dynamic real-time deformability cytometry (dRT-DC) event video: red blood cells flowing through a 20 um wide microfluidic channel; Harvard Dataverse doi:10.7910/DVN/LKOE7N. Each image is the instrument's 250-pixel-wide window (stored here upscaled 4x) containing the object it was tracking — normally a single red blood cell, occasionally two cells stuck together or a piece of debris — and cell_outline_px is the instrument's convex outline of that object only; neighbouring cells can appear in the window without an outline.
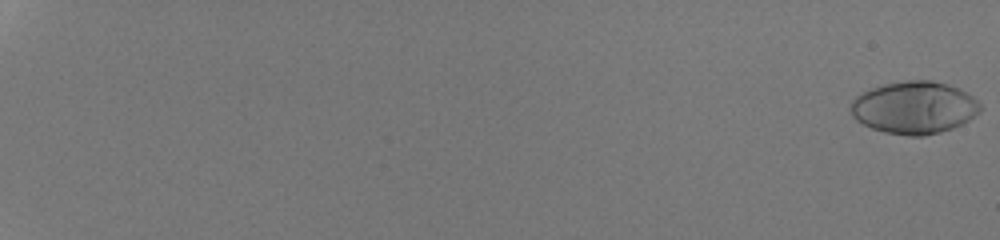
{"species": "human", "species_latin": "Homo sapiens", "temperature_condition": "room temperature", "stored_images_in_passage": 54, "camera_frame_rate_fps": 3000, "um_per_image_px": 0.085, "donor": {"sex": "male"}, "frame": {"image": 1, "passage_image": 1, "time_ms": 0.0, "image_size_px": [1000, 240], "cell_outline_px": [[984, 108], [980, 112], [968, 120], [952, 128], [940, 132], [924, 136], [908, 136], [884, 132], [872, 128], [856, 120], [852, 116], [848, 108], [852, 100], [860, 92], [884, 84], [904, 80], [932, 80], [948, 84], [972, 96]], "centroid_in_image_um": [77.67, 9.14], "position_along_channel_um": 7.3, "area_um2": 39.77}}
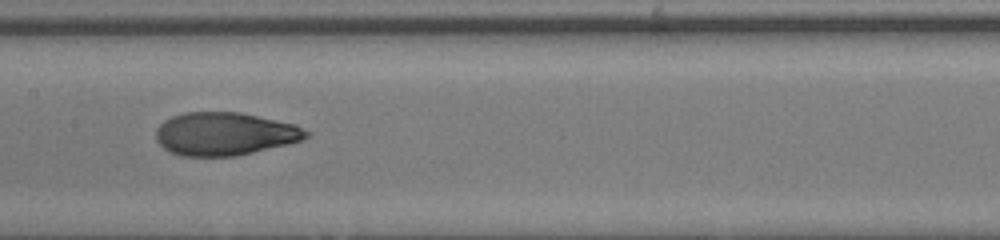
{"frame": {"image": 2, "passage_image": 33, "time_ms": 10.667, "image_size_px": [1000, 240], "cell_outline_px": [[312, 132], [304, 140], [288, 144], [236, 156], [180, 156], [164, 148], [156, 140], [156, 128], [164, 120], [172, 116], [184, 112], [240, 112], [296, 124]], "centroid_in_image_um": [19.13, 11.37], "position_along_channel_um": 188.3, "area_um2": 37.92}}
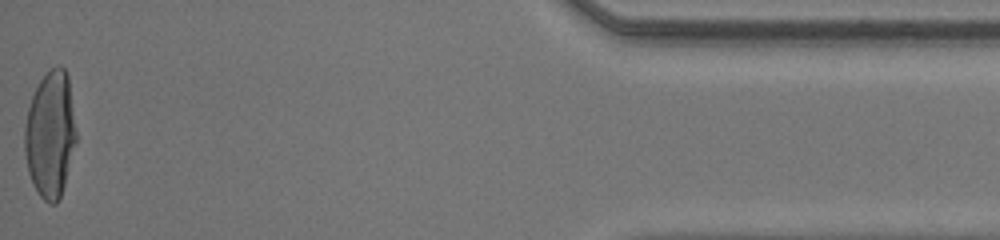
{"frame": {"image": 3, "passage_image": 54, "time_ms": 17.667, "image_size_px": [1000, 240], "cell_outline_px": [[76, 144], [64, 184], [60, 196], [56, 204], [48, 204], [40, 196], [28, 172], [24, 152], [24, 128], [28, 108], [32, 96], [40, 80], [56, 64], [60, 64], [64, 68], [68, 76], [76, 132]], "centroid_in_image_um": [4.27, 11.42], "position_along_channel_um": 430.9, "area_um2": 37.86}, "authors_computed_cell_mechanics": {"area_um2": 37.4544, "velocity_mm_per_s": 4.3418, "shape_relaxation_time_tau1_ms": 7.2368, "shape_relaxation_time_tau2_ms": 0.709, "deformation_change_tau1": 0.3141, "deformation_change_tau2": 0.0616}}